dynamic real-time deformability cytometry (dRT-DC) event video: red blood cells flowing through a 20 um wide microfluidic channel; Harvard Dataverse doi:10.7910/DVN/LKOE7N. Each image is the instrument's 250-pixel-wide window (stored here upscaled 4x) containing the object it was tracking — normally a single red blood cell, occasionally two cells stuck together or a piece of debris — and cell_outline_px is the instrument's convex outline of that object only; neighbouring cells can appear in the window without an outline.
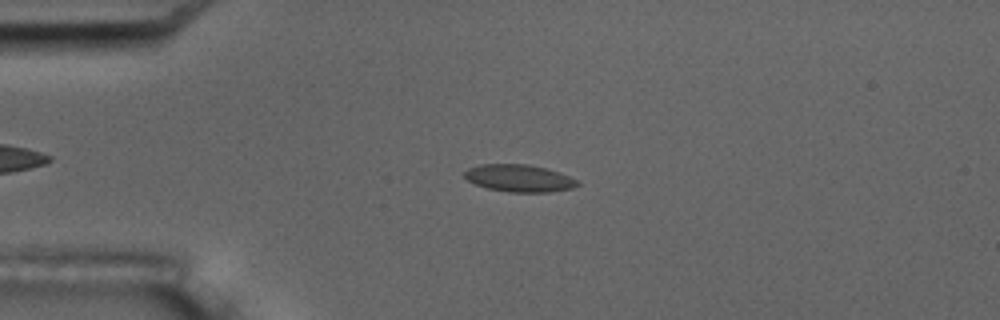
{"species": "common noctule bat (a hibernating species)", "species_latin": "Nyctalus noctula", "temperature_condition": "room temperature", "stored_images_in_passage": 5, "camera_frame_rate_fps": 3000, "um_per_image_px": 0.085, "animal": {"sex": "male", "body_mass_g": 17.5, "forearm_length_mm": 52.3}, "frame": {"image": 1, "passage_image": 4, "time_ms": 3.333, "image_size_px": [1000, 320], "cell_outline_px": [[580, 184], [572, 188], [548, 192], [508, 192], [488, 188], [476, 184], [468, 180], [464, 176], [464, 172], [468, 168], [480, 164], [528, 164], [560, 172], [580, 180]], "centroid_in_image_um": [44.16, 15.14], "position_along_channel_um": 40.8, "area_um2": 17.98}}